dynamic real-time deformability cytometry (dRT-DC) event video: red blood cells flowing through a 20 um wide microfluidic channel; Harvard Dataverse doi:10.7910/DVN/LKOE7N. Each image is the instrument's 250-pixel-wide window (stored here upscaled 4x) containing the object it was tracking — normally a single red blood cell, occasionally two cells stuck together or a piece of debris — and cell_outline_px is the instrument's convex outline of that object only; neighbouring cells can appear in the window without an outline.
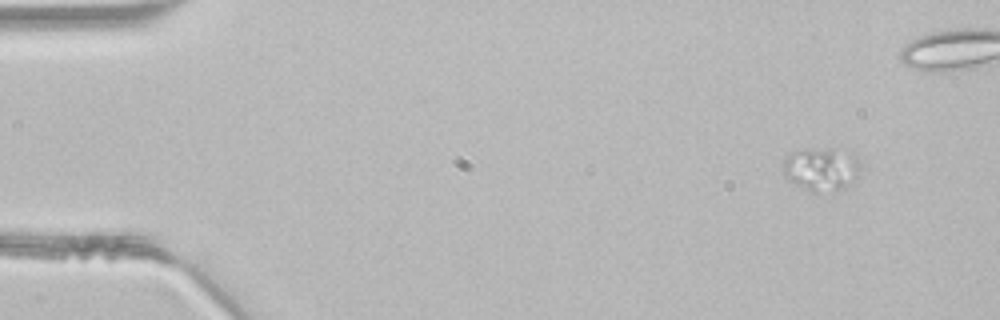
{"species": "common noctule bat (a hibernating species)", "species_latin": "Nyctalus noctula", "temperature_condition": "room temperature", "stored_images_in_passage": 45, "camera_frame_rate_fps": 3000, "um_per_image_px": 0.085, "animal": {"sex": "male", "body_mass_g": 21.5, "forearm_length_mm": 52.0}, "frame": {"image": 1, "passage_image": 1, "time_ms": 0.0, "image_size_px": [1000, 320], "cell_outline_px": [[860, 168], [856, 176], [844, 188], [816, 192], [812, 192], [796, 184], [784, 172], [784, 160], [792, 152], [828, 148], [840, 148], [856, 152], [860, 164]], "centroid_in_image_um": [69.9, 14.33], "position_along_channel_um": 15.1, "area_um2": 19.13}}
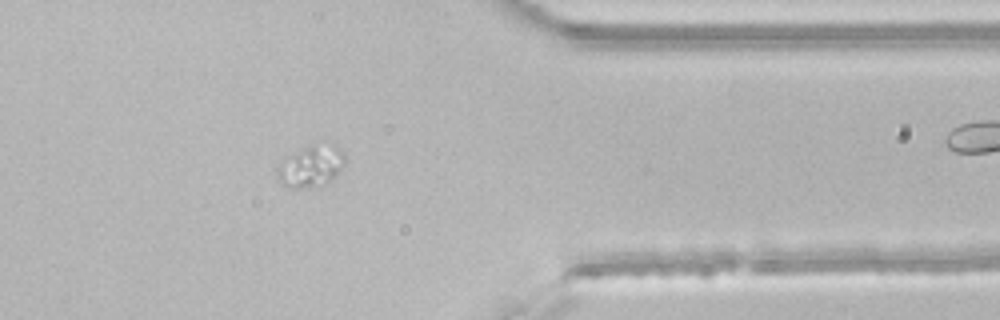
{"frame": {"image": 2, "passage_image": 35, "time_ms": 11.333, "image_size_px": [1000, 320], "cell_outline_px": [[344, 164], [324, 184], [300, 188], [288, 188], [280, 184], [276, 176], [276, 168], [280, 160], [312, 144], [336, 144], [344, 152]], "centroid_in_image_um": [26.36, 14.11], "position_along_channel_um": 385.0, "area_um2": 16.24}}
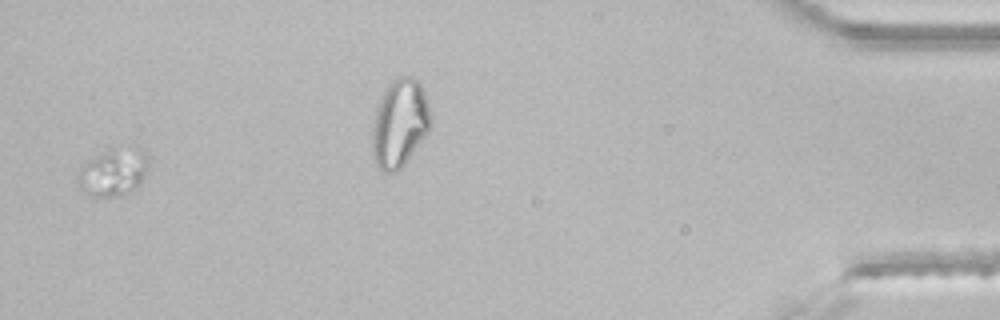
{"frame": {"image": 3, "passage_image": 43, "time_ms": 14.0, "image_size_px": [1000, 320], "cell_outline_px": [[152, 156], [144, 180], [140, 184], [128, 192], [116, 196], [92, 196], [76, 180], [80, 168], [92, 156], [100, 152], [136, 144], [140, 144]], "centroid_in_image_um": [9.76, 14.53], "position_along_channel_um": 425.4, "area_um2": 20.17}}